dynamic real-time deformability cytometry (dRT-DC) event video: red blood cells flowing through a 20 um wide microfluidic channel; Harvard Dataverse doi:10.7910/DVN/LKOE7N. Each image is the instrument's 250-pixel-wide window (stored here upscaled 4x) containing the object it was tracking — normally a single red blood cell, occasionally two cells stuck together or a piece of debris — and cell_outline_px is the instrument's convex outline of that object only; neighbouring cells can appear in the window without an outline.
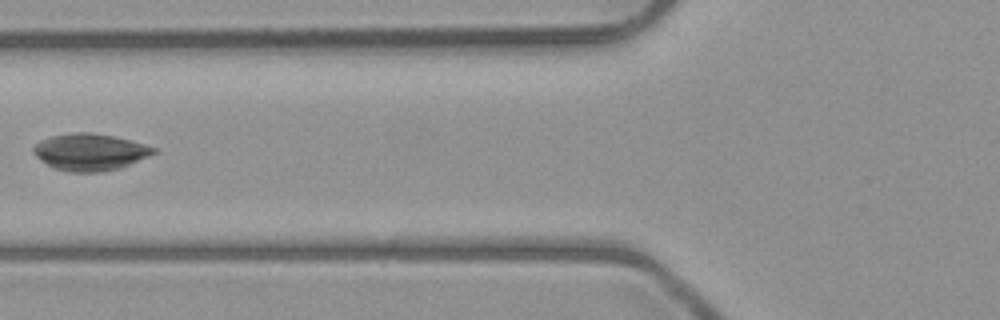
{"species": "common noctule bat (a hibernating species)", "species_latin": "Nyctalus noctula", "temperature_condition": "room temperature", "stored_images_in_passage": 7, "camera_frame_rate_fps": 3000, "um_per_image_px": 0.085, "animal": {"sex": "male", "body_mass_g": 23.1, "forearm_length_mm": 52.7}, "frame": {"image": 1, "passage_image": 6, "time_ms": 6.0, "image_size_px": [1000, 320], "cell_outline_px": [[156, 152], [120, 168], [104, 172], [68, 172], [52, 168], [36, 156], [32, 152], [32, 148], [40, 140], [52, 136], [76, 132], [92, 132], [112, 136], [144, 144], [156, 148]], "centroid_in_image_um": [7.6, 12.93], "position_along_channel_um": 118.2, "area_um2": 25.66}}
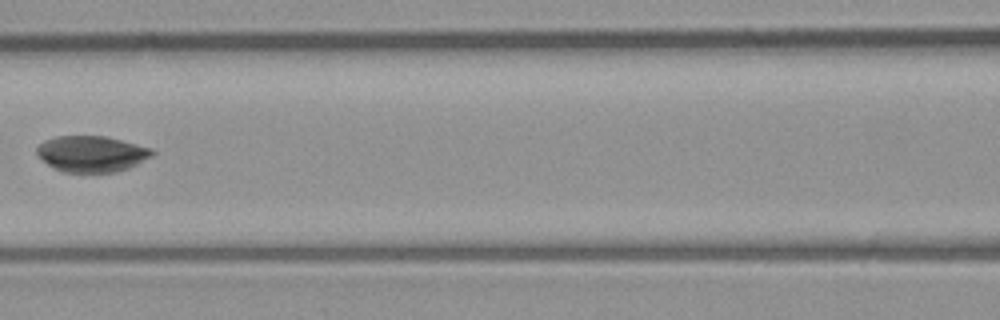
{"frame": {"image": 2, "passage_image": 7, "time_ms": 7.0, "image_size_px": [1000, 320], "cell_outline_px": [[156, 152], [152, 156], [128, 168], [116, 172], [64, 172], [52, 168], [36, 152], [36, 148], [44, 140], [56, 136], [104, 136], [120, 140], [148, 148]], "centroid_in_image_um": [7.75, 13.08], "position_along_channel_um": 158.8, "area_um2": 23.93}}